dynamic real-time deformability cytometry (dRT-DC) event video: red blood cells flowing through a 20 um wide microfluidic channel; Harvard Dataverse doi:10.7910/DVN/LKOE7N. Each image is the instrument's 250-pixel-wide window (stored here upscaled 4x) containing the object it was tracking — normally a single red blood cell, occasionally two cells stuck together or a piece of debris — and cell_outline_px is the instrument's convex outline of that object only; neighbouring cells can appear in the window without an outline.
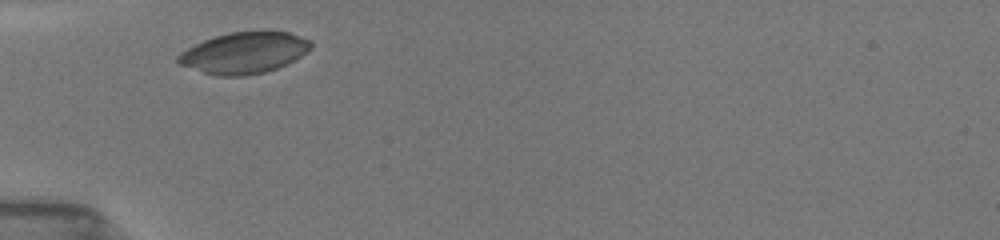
{"species": "common noctule bat (a hibernating species)", "species_latin": "Nyctalus noctula", "temperature_condition": "room temperature", "stored_images_in_passage": 2, "camera_frame_rate_fps": 3000, "um_per_image_px": 0.085, "animal": {"sex": "female", "body_mass_g": 19.5, "forearm_length_mm": 54.1}, "frame": {"image": 1, "passage_image": 1, "time_ms": 0.0, "image_size_px": [1000, 240], "cell_outline_px": [[312, 48], [300, 56], [276, 68], [264, 72], [244, 76], [216, 76], [176, 64], [176, 56], [180, 52], [204, 40], [228, 32], [288, 32], [312, 40]], "centroid_in_image_um": [20.71, 4.5], "position_along_channel_um": 64.3, "area_um2": 31.73}}
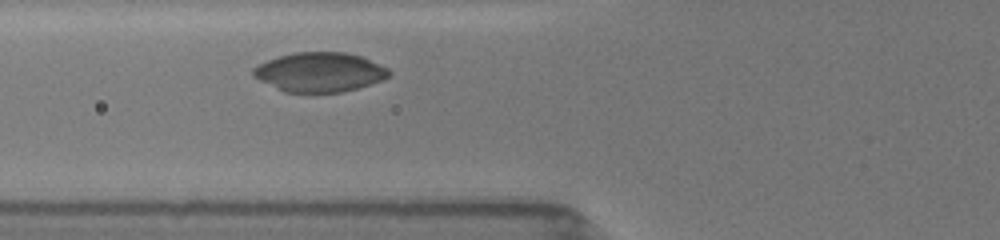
{"frame": {"image": 2, "passage_image": 2, "time_ms": 1.0, "image_size_px": [1000, 240], "cell_outline_px": [[392, 72], [388, 76], [380, 80], [356, 88], [340, 92], [284, 92], [252, 76], [252, 68], [268, 60], [280, 56], [296, 52], [344, 52], [360, 56], [388, 68]], "centroid_in_image_um": [27.14, 6.13], "position_along_channel_um": 98.7, "area_um2": 30.75}}